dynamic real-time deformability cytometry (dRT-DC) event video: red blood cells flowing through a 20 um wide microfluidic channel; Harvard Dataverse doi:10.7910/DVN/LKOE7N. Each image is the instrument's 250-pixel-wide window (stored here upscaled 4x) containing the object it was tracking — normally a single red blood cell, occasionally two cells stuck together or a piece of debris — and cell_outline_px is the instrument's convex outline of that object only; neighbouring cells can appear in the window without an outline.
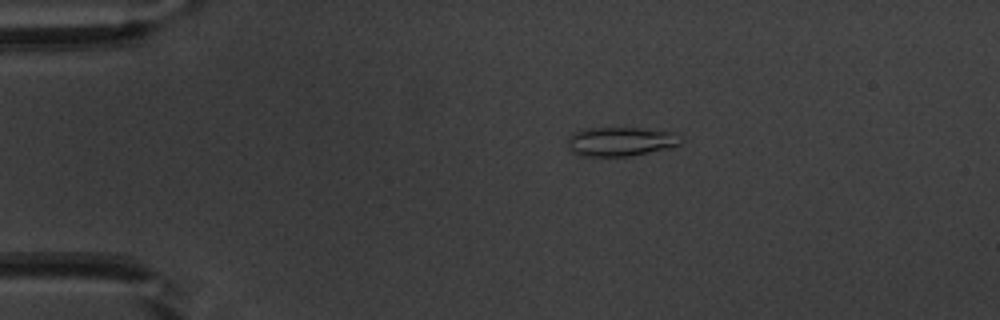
{"species": "common noctule bat (a hibernating species)", "species_latin": "Nyctalus noctula", "temperature_condition": "warm", "stored_images_in_passage": 45, "camera_frame_rate_fps": 3000, "um_per_image_px": 0.085, "animal": {"sex": "male", "body_mass_g": 20.1, "forearm_length_mm": 53.5}, "frame": {"image": 1, "passage_image": 2, "time_ms": 0.333, "image_size_px": [1000, 320], "cell_outline_px": [[680, 144], [668, 148], [628, 156], [580, 156], [572, 152], [568, 148], [568, 136], [572, 132], [580, 128], [640, 128], [672, 132]], "centroid_in_image_um": [52.61, 12.02], "position_along_channel_um": 32.4, "area_um2": 19.02}}
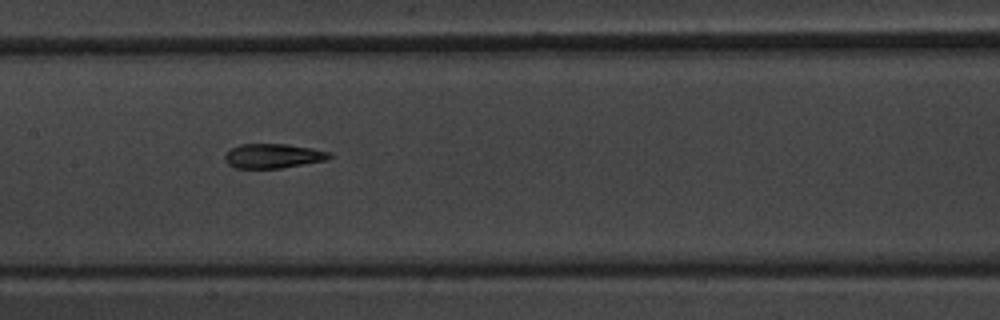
{"frame": {"image": 2, "passage_image": 18, "time_ms": 5.667, "image_size_px": [1000, 320], "cell_outline_px": [[332, 156], [328, 160], [280, 168], [236, 168], [228, 164], [224, 160], [224, 156], [232, 148], [240, 144], [288, 144], [312, 148], [332, 152]], "centroid_in_image_um": [23.25, 13.25], "position_along_channel_um": 184.2, "area_um2": 14.97}}
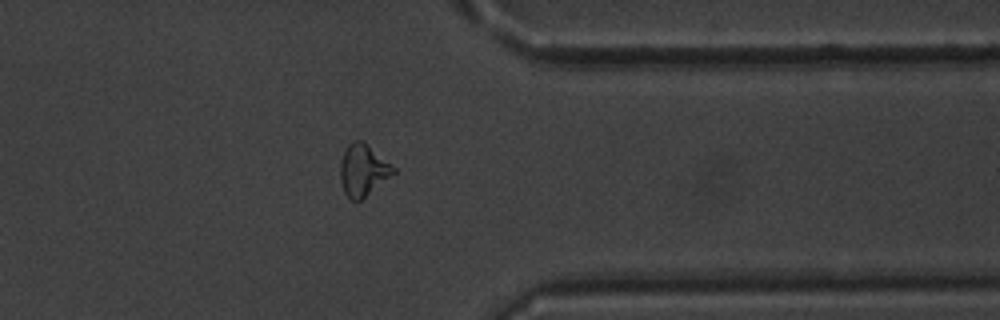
{"frame": {"image": 3, "passage_image": 34, "time_ms": 11.0, "image_size_px": [1000, 320], "cell_outline_px": [[396, 172], [360, 200], [352, 200], [344, 192], [340, 180], [340, 164], [344, 152], [348, 144], [356, 140], [360, 140], [392, 164], [396, 168]], "centroid_in_image_um": [30.85, 14.47], "position_along_channel_um": 380.5, "area_um2": 15.61}, "authors_computed_cell_mechanics": {"area_um2": 15.5482, "velocity_mm_per_s": 3.812, "shape_relaxation_time_tau1_ms": null, "shape_relaxation_time_tau2_ms": 1.529, "deformation_change_tau1": null, "deformation_change_tau2": 0.0997}}